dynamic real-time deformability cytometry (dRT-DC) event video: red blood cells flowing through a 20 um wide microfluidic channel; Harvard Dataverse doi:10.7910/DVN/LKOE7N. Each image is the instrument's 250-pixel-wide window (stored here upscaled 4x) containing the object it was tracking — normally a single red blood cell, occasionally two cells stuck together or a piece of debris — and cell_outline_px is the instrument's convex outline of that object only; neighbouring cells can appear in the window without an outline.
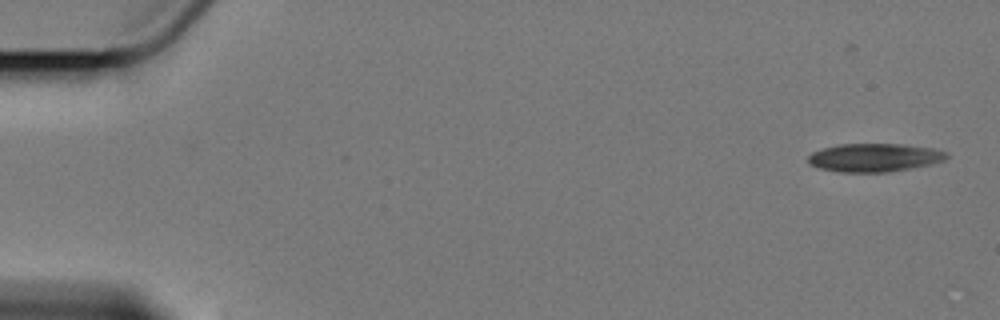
{"species": "Egyptian fruit bat (a non-hibernating species)", "species_latin": "Rousettus aegyptiacus", "temperature_condition": "cold", "stored_images_in_passage": 2, "camera_frame_rate_fps": 3000, "um_per_image_px": 0.085, "animal": {"sex": "female"}, "frame": {"image": 1, "passage_image": 2, "time_ms": 1.333, "image_size_px": [1000, 320], "cell_outline_px": [[948, 156], [944, 160], [932, 164], [888, 172], [836, 172], [820, 168], [808, 164], [808, 156], [812, 152], [824, 148], [840, 144], [904, 144], [932, 148], [948, 152]], "centroid_in_image_um": [74.32, 13.39], "position_along_channel_um": 10.7, "area_um2": 22.89}}